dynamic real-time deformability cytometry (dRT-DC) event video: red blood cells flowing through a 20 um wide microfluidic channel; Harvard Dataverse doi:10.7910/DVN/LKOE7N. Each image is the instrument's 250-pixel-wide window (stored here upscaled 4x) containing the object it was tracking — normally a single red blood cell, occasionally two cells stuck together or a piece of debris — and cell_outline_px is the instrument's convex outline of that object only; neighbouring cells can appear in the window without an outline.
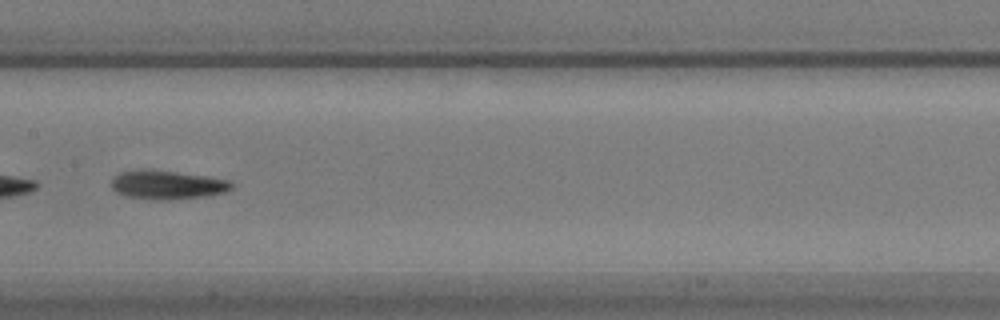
{"species": "common noctule bat (a hibernating species)", "species_latin": "Nyctalus noctula", "temperature_condition": "warm", "stored_images_in_passage": 58, "camera_frame_rate_fps": 3000, "um_per_image_px": 0.085, "animal": {"sex": "male", "body_mass_g": 17.9}, "frame": {"image": 1, "passage_image": 29, "time_ms": 9.333, "image_size_px": [1000, 320], "cell_outline_px": [[232, 188], [224, 192], [204, 196], [168, 200], [160, 200], [124, 196], [116, 192], [112, 188], [112, 176], [120, 172], [176, 172], [208, 176], [228, 180], [232, 184]], "centroid_in_image_um": [14.23, 15.75], "position_along_channel_um": 193.2, "area_um2": 19.42}}
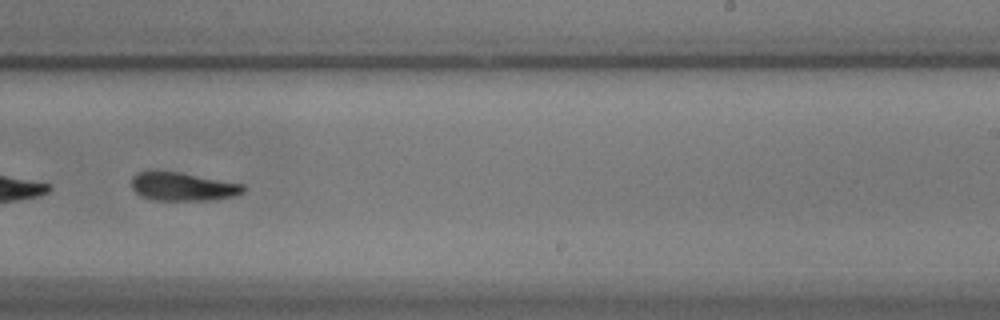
{"frame": {"image": 2, "passage_image": 36, "time_ms": 11.667, "image_size_px": [1000, 320], "cell_outline_px": [[248, 188], [244, 192], [236, 196], [212, 200], [152, 200], [140, 196], [132, 188], [132, 176], [136, 172], [180, 172], [244, 184]], "centroid_in_image_um": [15.59, 15.87], "position_along_channel_um": 273.4, "area_um2": 18.61}}
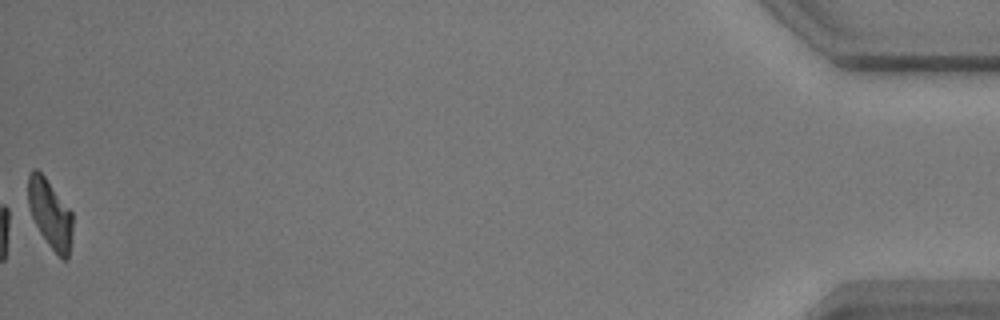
{"frame": {"image": 3, "passage_image": 58, "time_ms": 19.0, "image_size_px": [1000, 320], "cell_outline_px": [[72, 240], [68, 260], [64, 260], [48, 244], [24, 208], [28, 172], [32, 168], [36, 168], [44, 176], [72, 212]], "centroid_in_image_um": [4.17, 18.12], "position_along_channel_um": 431.0, "area_um2": 18.61}, "authors_computed_cell_mechanics": {"area_um2": 19.4497, "velocity_mm_per_s": 3.4557, "shape_relaxation_time_tau1_ms": 5.0852, "shape_relaxation_time_tau2_ms": 10.1802, "deformation_change_tau1": 0.1662, "deformation_change_tau2": 0.1968}}